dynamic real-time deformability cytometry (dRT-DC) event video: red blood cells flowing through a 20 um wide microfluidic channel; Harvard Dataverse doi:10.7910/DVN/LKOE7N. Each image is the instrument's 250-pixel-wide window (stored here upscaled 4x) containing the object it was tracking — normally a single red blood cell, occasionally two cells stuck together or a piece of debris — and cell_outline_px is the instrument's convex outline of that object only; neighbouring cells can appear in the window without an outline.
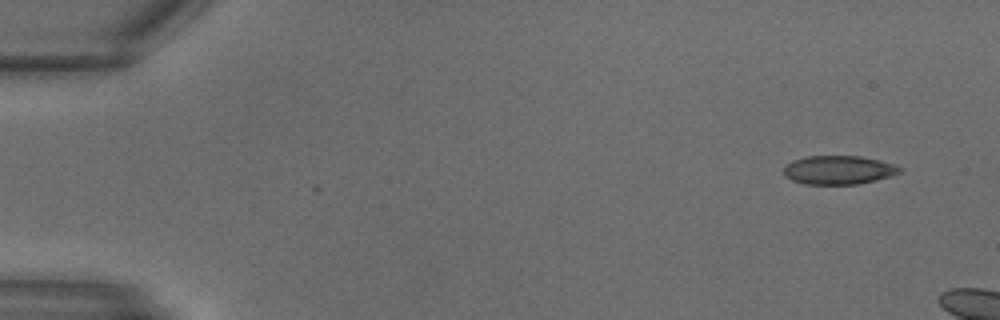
{"species": "common noctule bat (a hibernating species)", "species_latin": "Nyctalus noctula", "temperature_condition": "warm", "stored_images_in_passage": 4, "camera_frame_rate_fps": 3000, "um_per_image_px": 0.085, "animal": {"sex": "male", "body_mass_g": 18.8}, "frame": {"image": 1, "passage_image": 1, "time_ms": 0.0, "image_size_px": [1000, 320], "cell_outline_px": [[904, 168], [900, 172], [876, 180], [856, 184], [804, 184], [792, 180], [784, 176], [784, 168], [792, 160], [808, 156], [860, 156], [880, 160]], "centroid_in_image_um": [71.27, 14.44], "position_along_channel_um": 13.7, "area_um2": 19.31}}